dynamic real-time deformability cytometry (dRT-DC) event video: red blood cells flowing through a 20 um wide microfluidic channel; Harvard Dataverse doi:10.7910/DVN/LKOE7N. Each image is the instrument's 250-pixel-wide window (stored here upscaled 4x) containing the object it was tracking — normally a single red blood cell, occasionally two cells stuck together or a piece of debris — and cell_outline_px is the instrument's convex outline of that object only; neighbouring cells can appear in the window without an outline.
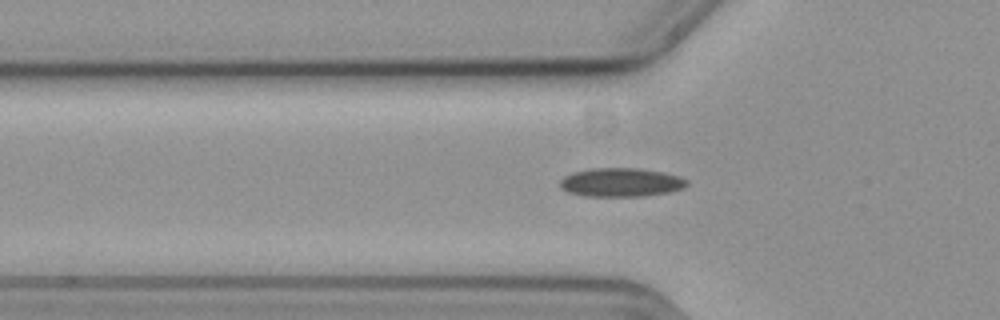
{"species": "common noctule bat (a hibernating species)", "species_latin": "Nyctalus noctula", "temperature_condition": "cold", "stored_images_in_passage": 40, "camera_frame_rate_fps": 3000, "um_per_image_px": 0.085, "animal": {"sex": "female", "body_mass_g": 19.3, "forearm_length_mm": 54.1}, "frame": {"image": 1, "passage_image": 3, "time_ms": 0.667, "image_size_px": [1000, 320], "cell_outline_px": [[688, 184], [684, 188], [668, 192], [644, 196], [584, 196], [568, 192], [560, 188], [560, 180], [564, 176], [572, 172], [592, 168], [636, 168], [664, 172], [680, 176], [688, 180]], "centroid_in_image_um": [52.78, 15.5], "position_along_channel_um": 73.0, "area_um2": 21.39}}
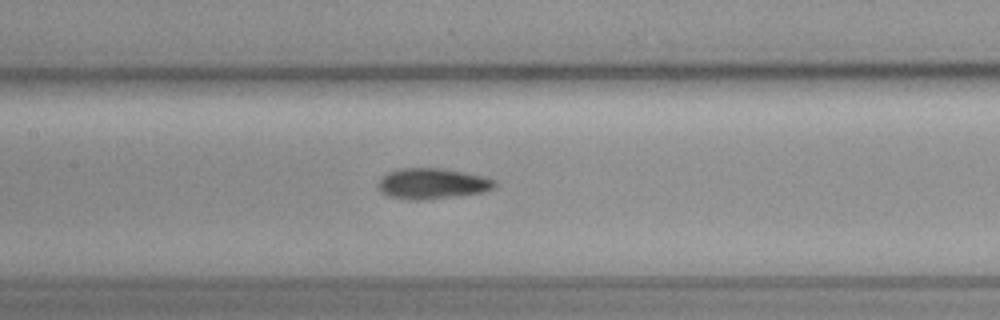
{"frame": {"image": 2, "passage_image": 11, "time_ms": 3.333, "image_size_px": [1000, 320], "cell_outline_px": [[496, 184], [492, 188], [480, 192], [456, 196], [424, 200], [408, 200], [388, 196], [380, 192], [380, 180], [388, 172], [400, 168], [444, 168], [484, 176], [496, 180]], "centroid_in_image_um": [36.74, 15.6], "position_along_channel_um": 170.7, "area_um2": 20.75}}
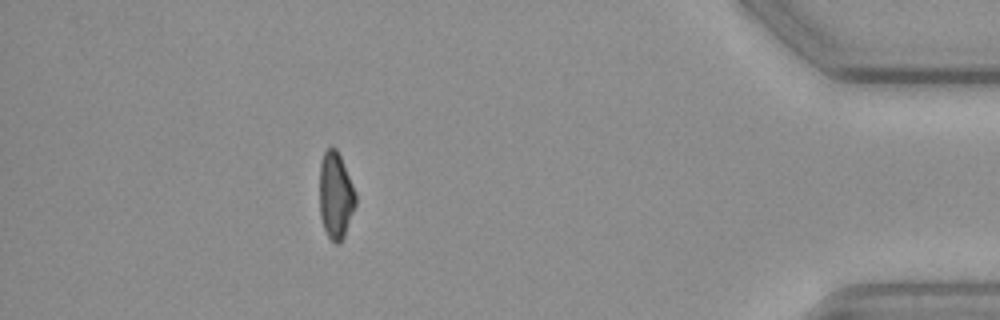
{"frame": {"image": 3, "passage_image": 35, "time_ms": 11.333, "image_size_px": [1000, 320], "cell_outline_px": [[356, 204], [344, 236], [340, 244], [336, 244], [328, 236], [324, 228], [320, 216], [320, 164], [324, 152], [332, 144], [336, 148], [340, 156], [356, 192]], "centroid_in_image_um": [28.53, 16.61], "position_along_channel_um": 406.7, "area_um2": 18.21}, "authors_computed_cell_mechanics": {"area_um2": 19.941, "velocity_mm_per_s": 3.6311, "shape_relaxation_time_tau1_ms": 9.6746, "shape_relaxation_time_tau2_ms": 7.4244, "deformation_change_tau1": 0.1773, "deformation_change_tau2": 0.1214}}